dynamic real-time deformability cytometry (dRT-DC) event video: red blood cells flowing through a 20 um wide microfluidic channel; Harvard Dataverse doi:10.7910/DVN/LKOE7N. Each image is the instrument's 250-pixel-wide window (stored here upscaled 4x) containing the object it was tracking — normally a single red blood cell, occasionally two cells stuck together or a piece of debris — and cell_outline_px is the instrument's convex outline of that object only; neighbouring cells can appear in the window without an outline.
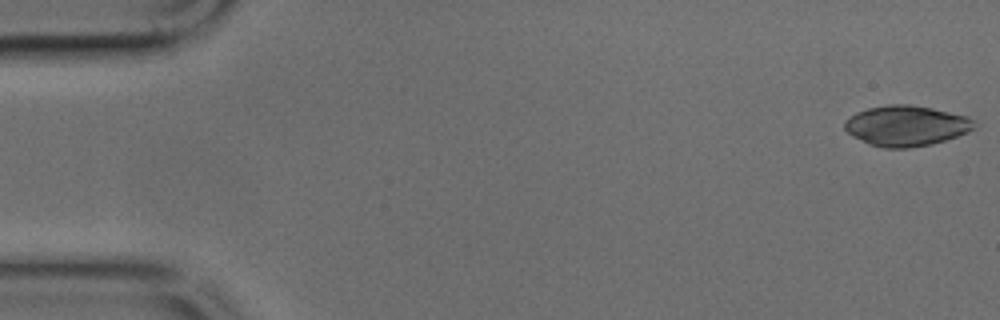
{"species": "common noctule bat (a hibernating species)", "species_latin": "Nyctalus noctula", "temperature_condition": "cold", "stored_images_in_passage": 10, "camera_frame_rate_fps": 3000, "um_per_image_px": 0.085, "animal": {"sex": "male", "body_mass_g": 17.9, "forearm_length_mm": 54.2}, "frame": {"image": 1, "passage_image": 1, "time_ms": 0.0, "image_size_px": [1000, 320], "cell_outline_px": [[976, 124], [968, 132], [932, 144], [908, 148], [884, 148], [868, 144], [852, 136], [844, 128], [844, 120], [856, 112], [868, 108], [888, 104], [908, 104], [932, 108], [968, 116]], "centroid_in_image_um": [76.99, 10.69], "position_along_channel_um": 8.0, "area_um2": 30.58}}